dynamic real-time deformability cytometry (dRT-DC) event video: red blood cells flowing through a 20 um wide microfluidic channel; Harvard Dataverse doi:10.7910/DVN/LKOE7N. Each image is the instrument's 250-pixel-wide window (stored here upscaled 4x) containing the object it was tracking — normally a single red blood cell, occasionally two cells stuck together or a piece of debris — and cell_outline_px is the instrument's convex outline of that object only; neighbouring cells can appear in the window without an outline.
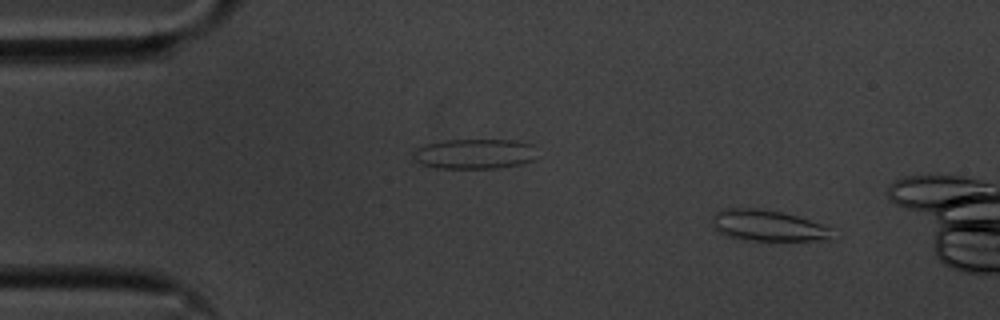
{"species": "common noctule bat (a hibernating species)", "species_latin": "Nyctalus noctula", "temperature_condition": "cold", "stored_images_in_passage": 17, "camera_frame_rate_fps": 3000, "um_per_image_px": 0.085, "animal": {"sex": "male", "body_mass_g": 20.1, "forearm_length_mm": 53.5}, "frame": {"image": 1, "passage_image": 6, "time_ms": 1.667, "image_size_px": [1000, 320], "cell_outline_px": [[832, 240], [740, 240], [724, 236], [716, 232], [712, 228], [712, 216], [720, 208], [760, 208], [780, 212], [796, 216], [820, 224], [828, 228]], "centroid_in_image_um": [65.11, 19.18], "position_along_channel_um": 19.9, "area_um2": 21.79}}